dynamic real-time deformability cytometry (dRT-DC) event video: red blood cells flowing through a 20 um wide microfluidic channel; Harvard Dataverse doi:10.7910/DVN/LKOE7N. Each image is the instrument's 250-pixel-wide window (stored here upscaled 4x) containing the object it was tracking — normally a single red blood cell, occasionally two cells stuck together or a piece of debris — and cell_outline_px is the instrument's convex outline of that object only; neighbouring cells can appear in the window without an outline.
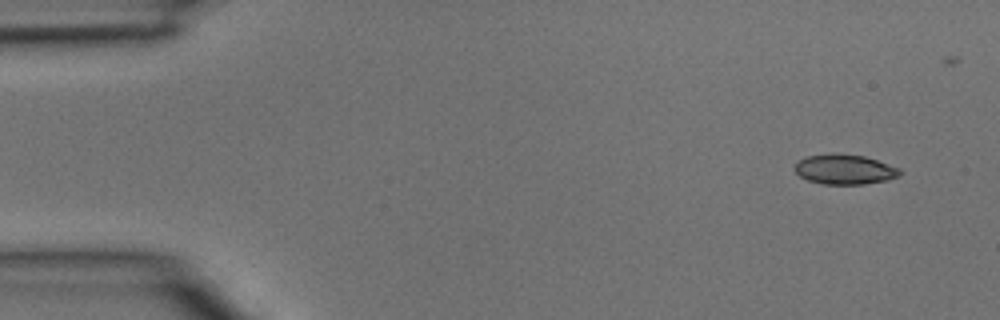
{"species": "common noctule bat (a hibernating species)", "species_latin": "Nyctalus noctula", "temperature_condition": "room temperature", "stored_images_in_passage": 4, "segment_of_instrument_passage": [1, 2], "camera_frame_rate_fps": 3000, "um_per_image_px": 0.085, "animal": {"sex": "male", "body_mass_g": 15.6}, "frame": {"image": 1, "passage_image": 1, "time_ms": 0.0, "image_size_px": [1000, 320], "cell_outline_px": [[904, 172], [900, 176], [888, 180], [864, 184], [824, 184], [808, 180], [800, 176], [792, 168], [796, 160], [808, 156], [836, 152], [864, 156], [900, 168]], "centroid_in_image_um": [71.79, 14.38], "position_along_channel_um": 13.2, "area_um2": 18.67}}